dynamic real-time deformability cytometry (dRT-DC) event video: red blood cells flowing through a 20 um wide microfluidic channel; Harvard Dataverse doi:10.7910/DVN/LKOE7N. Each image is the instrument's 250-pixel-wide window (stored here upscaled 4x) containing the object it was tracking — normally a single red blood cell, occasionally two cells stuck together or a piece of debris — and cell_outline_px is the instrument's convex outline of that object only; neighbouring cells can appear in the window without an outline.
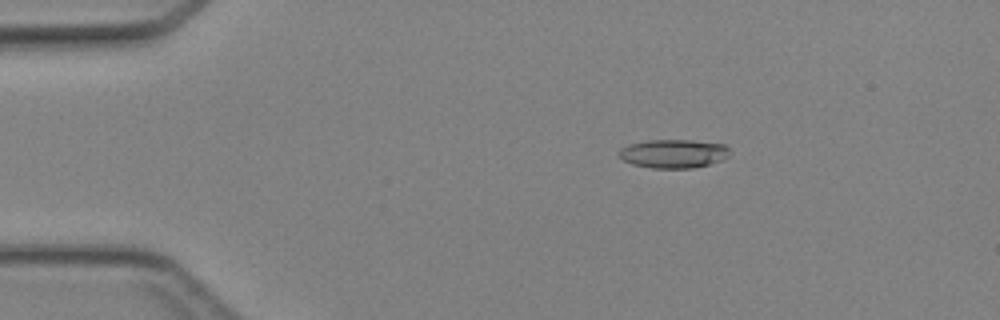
{"species": "Egyptian fruit bat (a non-hibernating species)", "species_latin": "Rousettus aegyptiacus", "temperature_condition": "cold", "stored_images_in_passage": 47, "camera_frame_rate_fps": 3000, "um_per_image_px": 0.085, "animal": {"sex": "female"}, "frame": {"image": 1, "passage_image": 9, "time_ms": 2.667, "image_size_px": [1000, 320], "cell_outline_px": [[728, 156], [720, 160], [708, 164], [692, 168], [652, 168], [632, 164], [624, 160], [616, 152], [620, 148], [628, 144], [648, 140], [692, 140], [724, 144], [728, 148]], "centroid_in_image_um": [57.2, 13.05], "position_along_channel_um": 27.8, "area_um2": 18.44}}
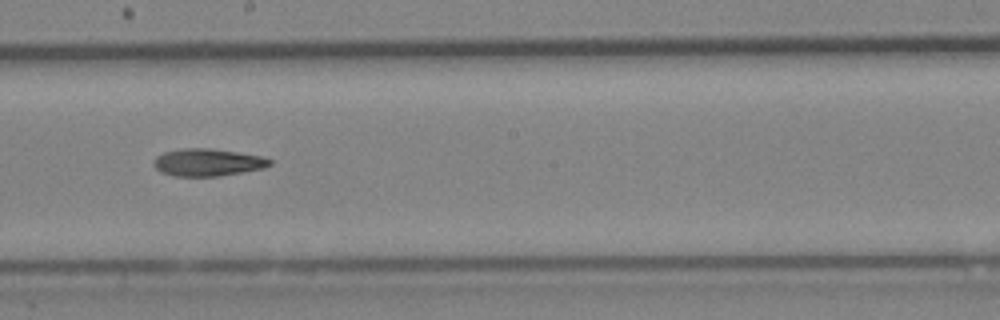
{"frame": {"image": 2, "passage_image": 27, "time_ms": 8.667, "image_size_px": [1000, 320], "cell_outline_px": [[272, 164], [264, 168], [220, 176], [176, 176], [160, 172], [152, 164], [156, 156], [164, 152], [184, 148], [208, 148], [236, 152], [260, 156], [272, 160]], "centroid_in_image_um": [17.63, 13.8], "position_along_channel_um": 230.6, "area_um2": 18.44}}
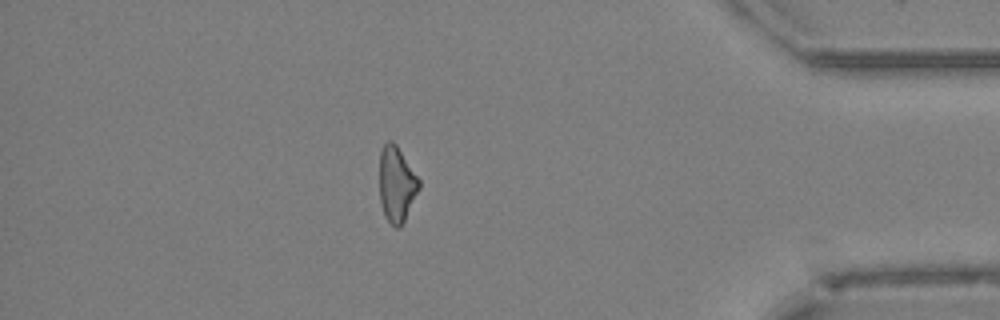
{"frame": {"image": 3, "passage_image": 41, "time_ms": 13.333, "image_size_px": [1000, 320], "cell_outline_px": [[420, 188], [400, 228], [396, 228], [384, 216], [380, 204], [380, 152], [384, 144], [388, 140], [392, 140], [396, 144], [420, 180]], "centroid_in_image_um": [33.7, 15.66], "position_along_channel_um": 401.5, "area_um2": 17.34}}